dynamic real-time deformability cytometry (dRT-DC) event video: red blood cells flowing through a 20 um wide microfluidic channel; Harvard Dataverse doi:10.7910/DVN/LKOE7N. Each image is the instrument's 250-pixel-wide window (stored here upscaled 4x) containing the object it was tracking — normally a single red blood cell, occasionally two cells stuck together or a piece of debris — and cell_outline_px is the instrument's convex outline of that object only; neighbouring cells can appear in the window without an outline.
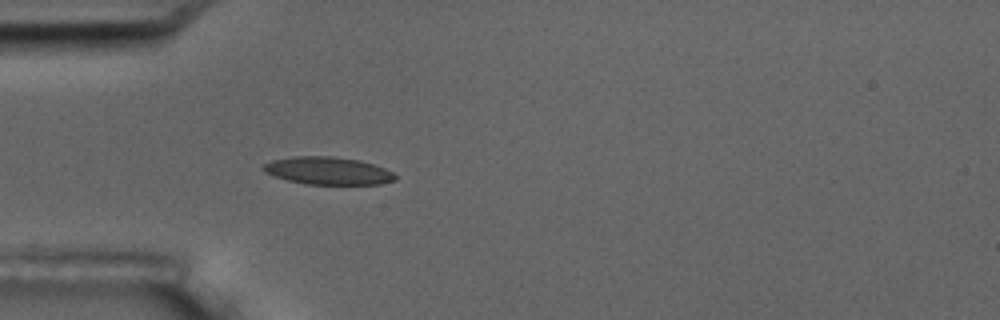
{"species": "common noctule bat (a hibernating species)", "species_latin": "Nyctalus noctula", "temperature_condition": "room temperature", "stored_images_in_passage": 4, "camera_frame_rate_fps": 3000, "um_per_image_px": 0.085, "animal": {"sex": "male", "body_mass_g": 17.5, "forearm_length_mm": 52.3}, "frame": {"image": 1, "passage_image": 4, "time_ms": 3.333, "image_size_px": [1000, 320], "cell_outline_px": [[396, 180], [380, 184], [304, 184], [288, 180], [264, 172], [260, 168], [264, 164], [272, 160], [296, 156], [332, 156], [360, 160], [384, 168], [392, 172], [396, 176]], "centroid_in_image_um": [27.86, 14.51], "position_along_channel_um": 57.1, "area_um2": 21.15}}